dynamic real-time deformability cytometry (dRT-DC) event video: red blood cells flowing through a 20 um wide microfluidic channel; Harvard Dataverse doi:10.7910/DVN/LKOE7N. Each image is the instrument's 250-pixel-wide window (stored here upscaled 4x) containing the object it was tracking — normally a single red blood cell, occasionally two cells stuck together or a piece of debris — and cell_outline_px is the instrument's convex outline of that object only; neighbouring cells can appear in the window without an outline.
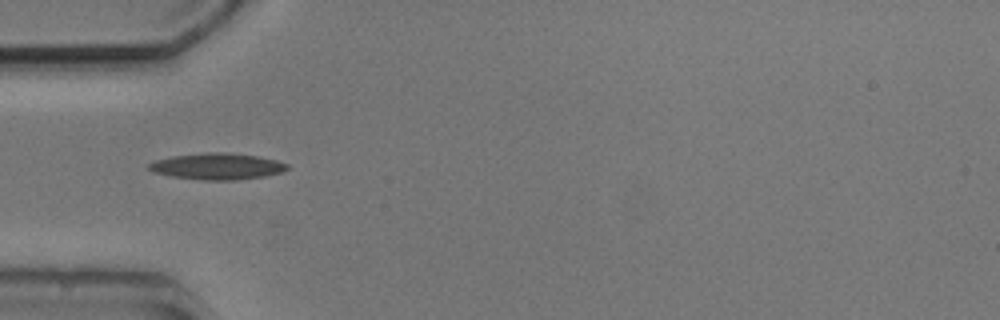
{"species": "common noctule bat (a hibernating species)", "species_latin": "Nyctalus noctula", "temperature_condition": "cold", "stored_images_in_passage": 10, "camera_frame_rate_fps": 3000, "um_per_image_px": 0.085, "animal": {"sex": "male", "body_mass_g": 20.5, "forearm_length_mm": 52.5}, "frame": {"image": 1, "passage_image": 4, "time_ms": 4.667, "image_size_px": [1000, 320], "cell_outline_px": [[288, 168], [280, 172], [264, 176], [236, 180], [204, 180], [172, 176], [152, 172], [148, 168], [148, 164], [156, 160], [172, 156], [204, 152], [220, 152], [256, 156], [276, 160], [288, 164]], "centroid_in_image_um": [18.43, 14.14], "position_along_channel_um": 66.6, "area_um2": 21.04}}
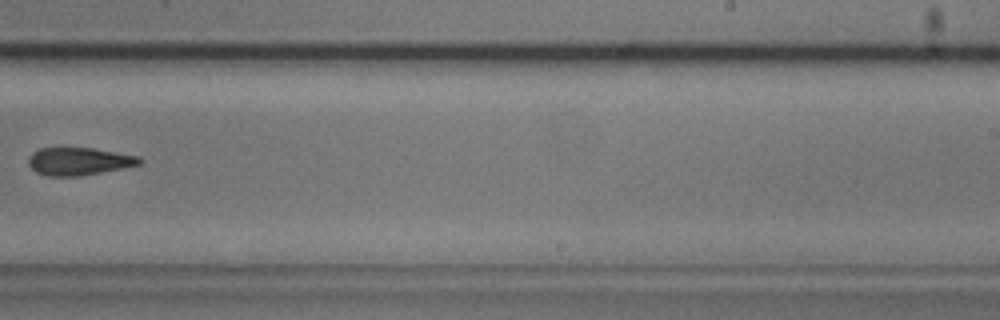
{"frame": {"image": 2, "passage_image": 9, "time_ms": 10.333, "image_size_px": [1000, 320], "cell_outline_px": [[144, 160], [140, 164], [124, 168], [80, 176], [48, 176], [36, 172], [28, 164], [28, 156], [32, 152], [40, 148], [92, 148], [140, 156]], "centroid_in_image_um": [6.72, 13.71], "position_along_channel_um": 282.3, "area_um2": 18.03}}